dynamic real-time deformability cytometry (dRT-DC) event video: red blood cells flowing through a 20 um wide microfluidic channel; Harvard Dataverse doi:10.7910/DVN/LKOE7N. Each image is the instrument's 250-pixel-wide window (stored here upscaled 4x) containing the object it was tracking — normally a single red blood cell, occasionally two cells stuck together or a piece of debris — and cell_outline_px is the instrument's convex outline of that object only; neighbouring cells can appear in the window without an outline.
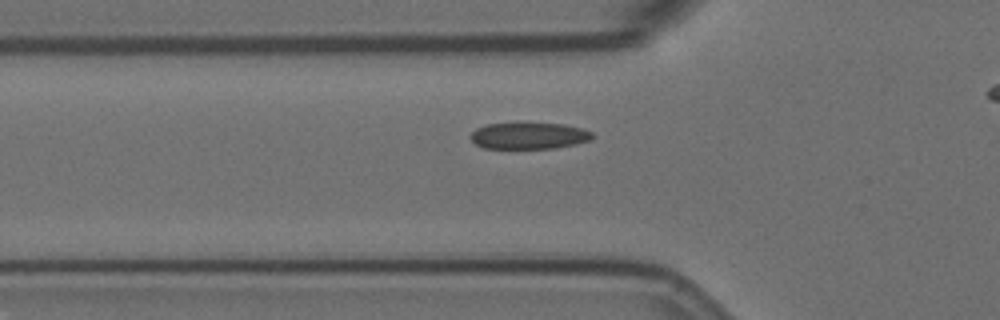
{"species": "Egyptian fruit bat (a non-hibernating species)", "species_latin": "Rousettus aegyptiacus", "temperature_condition": "room temperature", "stored_images_in_passage": 33, "camera_frame_rate_fps": 3000, "um_per_image_px": 0.085, "animal": {"sex": "female"}, "frame": {"image": 1, "passage_image": 2, "time_ms": 0.333, "image_size_px": [1000, 320], "cell_outline_px": [[592, 136], [588, 140], [572, 144], [552, 148], [484, 148], [476, 144], [472, 140], [472, 132], [476, 128], [488, 124], [564, 124], [584, 128], [592, 132]], "centroid_in_image_um": [44.95, 11.54], "position_along_channel_um": 80.8, "area_um2": 18.26}}
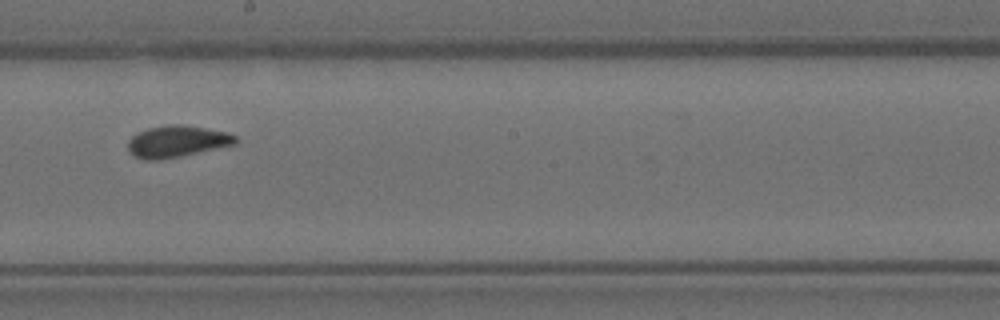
{"frame": {"image": 2, "passage_image": 15, "time_ms": 4.667, "image_size_px": [1000, 320], "cell_outline_px": [[240, 140], [236, 144], [180, 156], [156, 160], [144, 160], [136, 156], [128, 148], [128, 140], [132, 136], [148, 128], [168, 124], [184, 124], [228, 132], [236, 136]], "centroid_in_image_um": [15.09, 12.0], "position_along_channel_um": 233.1, "area_um2": 19.77}}
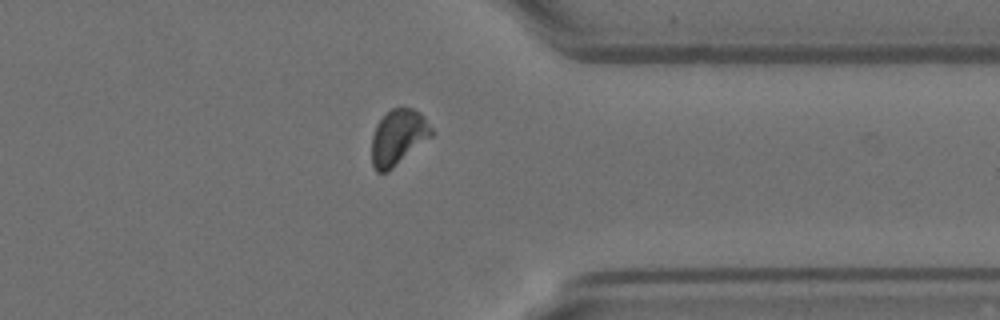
{"frame": {"image": 3, "passage_image": 28, "time_ms": 9.0, "image_size_px": [1000, 320], "cell_outline_px": [[432, 136], [388, 172], [376, 172], [372, 164], [372, 136], [376, 124], [392, 108], [400, 104], [412, 108], [420, 112], [424, 116], [432, 128]], "centroid_in_image_um": [33.85, 11.63], "position_along_channel_um": 377.6, "area_um2": 19.54}, "authors_computed_cell_mechanics": {"area_um2": 19.4208, "velocity_mm_per_s": 3.4955, "shape_relaxation_time_tau1_ms": 6.8846, "shape_relaxation_time_tau2_ms": 0.7967, "deformation_change_tau1": 0.1529, "deformation_change_tau2": 0.0576}}